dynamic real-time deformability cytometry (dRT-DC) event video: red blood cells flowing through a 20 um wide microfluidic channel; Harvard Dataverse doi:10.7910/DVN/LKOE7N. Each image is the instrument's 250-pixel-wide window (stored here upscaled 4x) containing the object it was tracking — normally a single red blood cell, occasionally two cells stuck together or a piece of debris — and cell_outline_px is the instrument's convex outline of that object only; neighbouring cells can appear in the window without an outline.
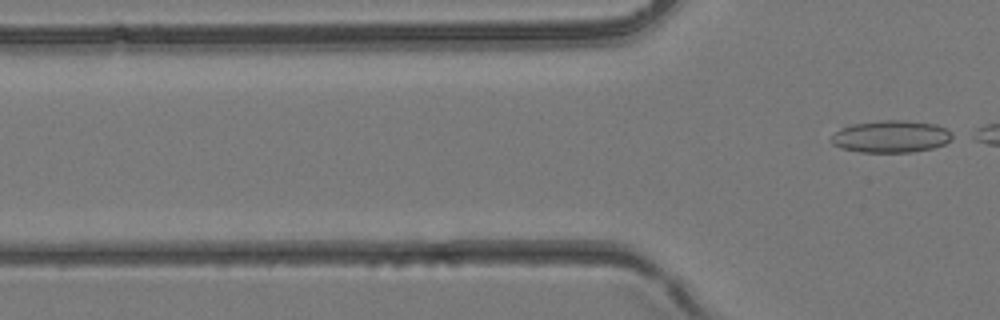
{"species": "common noctule bat (a hibernating species)", "species_latin": "Nyctalus noctula", "temperature_condition": "room temperature", "stored_images_in_passage": 3, "camera_frame_rate_fps": 3000, "um_per_image_px": 0.085, "animal": {"sex": "female", "body_mass_g": 24.6, "forearm_length_mm": 56.2}, "frame": {"image": 1, "passage_image": 3, "time_ms": 0.667, "image_size_px": [1000, 320], "cell_outline_px": [[960, 136], [944, 144], [932, 148], [912, 152], [860, 152], [840, 148], [832, 144], [832, 136], [840, 128], [852, 124], [884, 120], [904, 120], [936, 124]], "centroid_in_image_um": [75.79, 11.6], "position_along_channel_um": 50.0, "area_um2": 22.89}}